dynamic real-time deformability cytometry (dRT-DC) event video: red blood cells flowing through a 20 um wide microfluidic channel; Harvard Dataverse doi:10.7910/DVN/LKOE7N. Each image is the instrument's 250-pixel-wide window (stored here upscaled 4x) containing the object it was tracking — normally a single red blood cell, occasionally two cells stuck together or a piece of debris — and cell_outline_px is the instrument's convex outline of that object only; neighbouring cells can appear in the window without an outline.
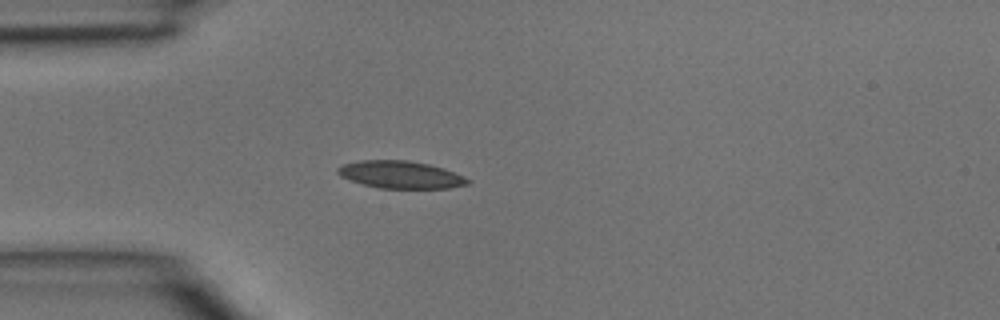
{"species": "common noctule bat (a hibernating species)", "species_latin": "Nyctalus noctula", "temperature_condition": "room temperature", "stored_images_in_passage": 2, "camera_frame_rate_fps": 3000, "um_per_image_px": 0.085, "animal": {"sex": "male", "body_mass_g": 15.6}, "frame": {"image": 1, "passage_image": 2, "time_ms": 0.333, "image_size_px": [1000, 320], "cell_outline_px": [[472, 180], [468, 184], [448, 188], [380, 188], [364, 184], [340, 176], [336, 172], [336, 168], [344, 164], [360, 160], [404, 160], [428, 164], [444, 168], [464, 176]], "centroid_in_image_um": [34.06, 14.84], "position_along_channel_um": 50.9, "area_um2": 20.63}}